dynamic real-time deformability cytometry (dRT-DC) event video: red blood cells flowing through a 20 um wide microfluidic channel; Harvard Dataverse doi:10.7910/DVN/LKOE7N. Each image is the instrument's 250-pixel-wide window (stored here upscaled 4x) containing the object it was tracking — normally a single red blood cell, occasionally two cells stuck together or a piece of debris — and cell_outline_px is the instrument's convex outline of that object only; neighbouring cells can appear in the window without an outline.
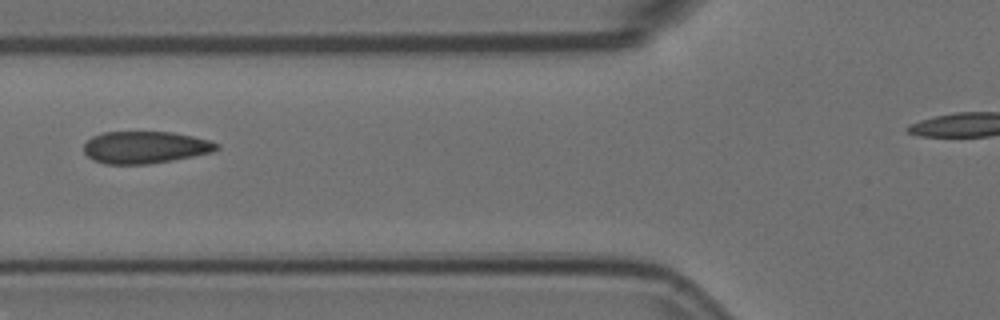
{"species": "Egyptian fruit bat (a non-hibernating species)", "species_latin": "Rousettus aegyptiacus", "temperature_condition": "room temperature", "stored_images_in_passage": 5, "camera_frame_rate_fps": 3000, "um_per_image_px": 0.085, "animal": {"sex": "female"}, "frame": {"image": 1, "passage_image": 5, "time_ms": 1.333, "image_size_px": [1000, 320], "cell_outline_px": [[220, 148], [212, 152], [172, 160], [148, 164], [104, 164], [92, 160], [84, 152], [84, 144], [92, 136], [104, 132], [172, 132], [212, 140], [220, 144]], "centroid_in_image_um": [12.35, 12.52], "position_along_channel_um": 113.5, "area_um2": 24.97}}